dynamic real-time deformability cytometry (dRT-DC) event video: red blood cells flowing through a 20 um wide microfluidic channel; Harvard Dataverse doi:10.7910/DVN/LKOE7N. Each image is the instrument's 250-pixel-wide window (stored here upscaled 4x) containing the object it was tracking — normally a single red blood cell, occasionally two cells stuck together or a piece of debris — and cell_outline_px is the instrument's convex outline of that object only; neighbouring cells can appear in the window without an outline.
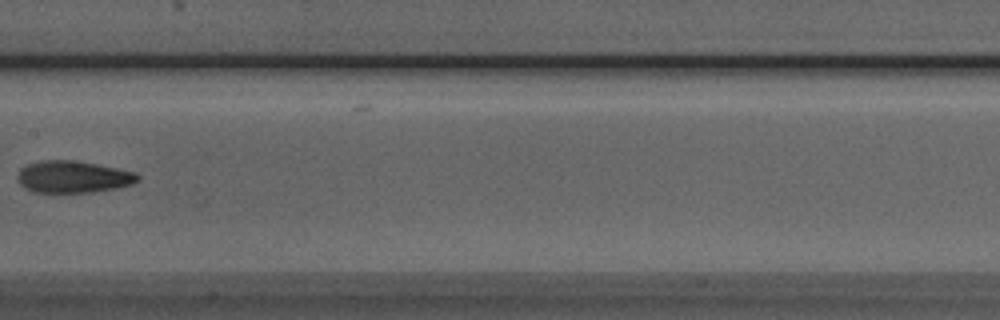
{"species": "Egyptian fruit bat (a non-hibernating species)", "species_latin": "Rousettus aegyptiacus", "temperature_condition": "room temperature", "stored_images_in_passage": 6, "camera_frame_rate_fps": 3000, "um_per_image_px": 0.085, "animal": {"sex": "male"}, "frame": {"image": 1, "passage_image": 6, "time_ms": 5.667, "image_size_px": [1000, 320], "cell_outline_px": [[140, 180], [132, 184], [116, 188], [92, 192], [32, 192], [24, 188], [16, 180], [16, 176], [20, 168], [28, 164], [44, 160], [72, 160], [96, 164], [136, 172], [140, 176]], "centroid_in_image_um": [6.19, 15.03], "position_along_channel_um": 201.2, "area_um2": 22.48}}